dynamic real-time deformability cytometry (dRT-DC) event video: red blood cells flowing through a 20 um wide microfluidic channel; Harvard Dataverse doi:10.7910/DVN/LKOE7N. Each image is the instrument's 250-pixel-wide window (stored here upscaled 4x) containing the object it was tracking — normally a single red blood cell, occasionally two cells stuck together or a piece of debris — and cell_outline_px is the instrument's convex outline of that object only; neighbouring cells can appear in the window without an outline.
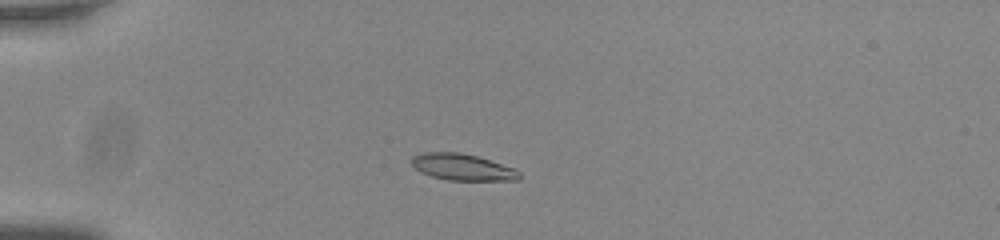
{"species": "common noctule bat (a hibernating species)", "species_latin": "Nyctalus noctula", "temperature_condition": "room temperature", "stored_images_in_passage": 49, "camera_frame_rate_fps": 3000, "um_per_image_px": 0.085, "animal": {"sex": "male", "body_mass_g": 20.0, "forearm_length_mm": 53.3}, "frame": {"image": 1, "passage_image": 9, "time_ms": 2.667, "image_size_px": [1000, 240], "cell_outline_px": [[520, 180], [448, 180], [432, 176], [420, 172], [412, 164], [412, 156], [424, 152], [460, 152], [476, 156], [516, 168], [520, 172]], "centroid_in_image_um": [39.33, 14.2], "position_along_channel_um": 45.7, "area_um2": 16.59}}
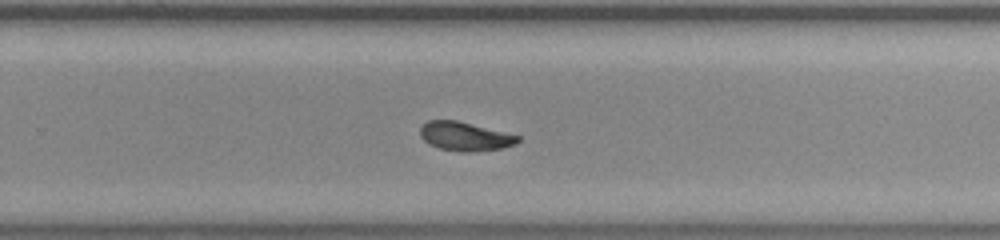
{"frame": {"image": 2, "passage_image": 31, "time_ms": 10.0, "image_size_px": [1000, 240], "cell_outline_px": [[520, 140], [516, 144], [500, 148], [468, 152], [440, 148], [428, 144], [420, 136], [420, 128], [428, 120], [456, 120], [520, 136]], "centroid_in_image_um": [39.5, 11.58], "position_along_channel_um": 290.3, "area_um2": 16.13}}
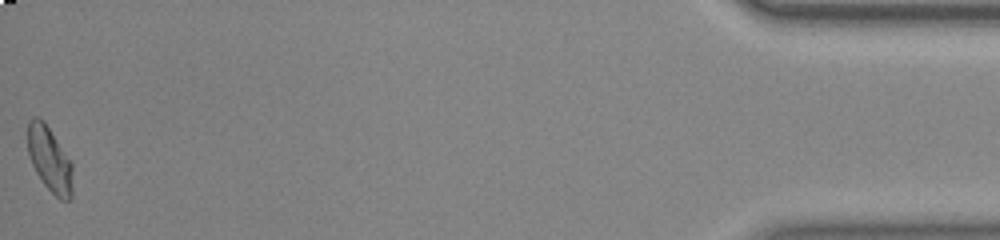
{"frame": {"image": 3, "passage_image": 49, "time_ms": 16.0, "image_size_px": [1000, 240], "cell_outline_px": [[72, 196], [68, 200], [60, 200], [44, 184], [36, 172], [32, 164], [28, 152], [28, 120], [32, 116], [40, 116], [44, 120], [72, 164]], "centroid_in_image_um": [4.2, 13.51], "position_along_channel_um": 431.0, "area_um2": 16.94}, "authors_computed_cell_mechanics": {"area_um2": 16.762, "velocity_mm_per_s": 3.7656, "shape_relaxation_time_tau1_ms": 4.1485, "shape_relaxation_time_tau2_ms": 2.5176, "deformation_change_tau1": 0.1528, "deformation_change_tau2": 0.0643}}